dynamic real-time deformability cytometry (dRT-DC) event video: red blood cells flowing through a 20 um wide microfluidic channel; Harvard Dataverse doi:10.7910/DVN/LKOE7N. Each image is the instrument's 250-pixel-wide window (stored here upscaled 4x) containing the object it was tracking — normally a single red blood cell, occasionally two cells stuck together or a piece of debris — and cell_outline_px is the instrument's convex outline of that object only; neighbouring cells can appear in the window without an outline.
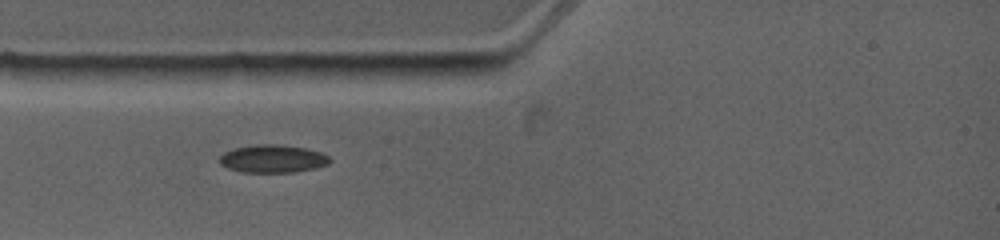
{"species": "common noctule bat (a hibernating species)", "species_latin": "Nyctalus noctula", "temperature_condition": "warm", "stored_images_in_passage": 6, "camera_frame_rate_fps": 4500, "um_per_image_px": 0.085, "animal": {"sex": "female", "body_mass_g": 19.0, "forearm_length_mm": 53.3}, "frame": {"image": 1, "passage_image": 1, "time_ms": 0.0, "image_size_px": [1000, 240], "cell_outline_px": [[332, 160], [328, 164], [316, 168], [296, 172], [240, 172], [228, 168], [220, 164], [220, 156], [224, 152], [232, 148], [256, 144], [280, 144], [304, 148], [320, 152], [328, 156]], "centroid_in_image_um": [23.17, 13.49], "position_along_channel_um": 61.8, "area_um2": 18.03}}
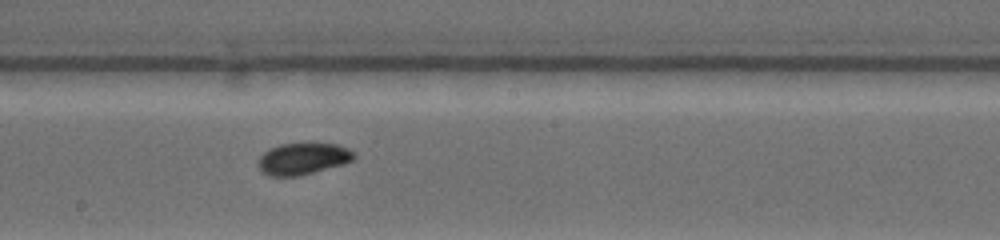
{"frame": {"image": 2, "passage_image": 6, "time_ms": 4.222, "image_size_px": [1000, 240], "cell_outline_px": [[356, 156], [352, 160], [344, 164], [300, 176], [268, 176], [256, 164], [256, 160], [268, 148], [280, 144], [336, 144], [348, 148], [356, 152]], "centroid_in_image_um": [25.74, 13.5], "position_along_channel_um": 222.5, "area_um2": 17.8}}